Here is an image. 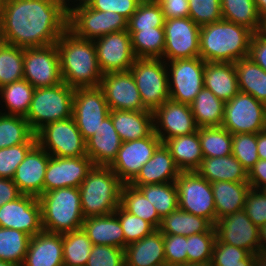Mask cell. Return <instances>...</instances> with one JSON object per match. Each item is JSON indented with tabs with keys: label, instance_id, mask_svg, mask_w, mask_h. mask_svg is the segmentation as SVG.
I'll return each instance as SVG.
<instances>
[{
	"label": "cell",
	"instance_id": "89a4df30",
	"mask_svg": "<svg viewBox=\"0 0 266 266\" xmlns=\"http://www.w3.org/2000/svg\"><path fill=\"white\" fill-rule=\"evenodd\" d=\"M253 265H254V254H250L246 259L241 260V264L211 265V266H253Z\"/></svg>",
	"mask_w": 266,
	"mask_h": 266
},
{
	"label": "cell",
	"instance_id": "e575fe53",
	"mask_svg": "<svg viewBox=\"0 0 266 266\" xmlns=\"http://www.w3.org/2000/svg\"><path fill=\"white\" fill-rule=\"evenodd\" d=\"M239 92L252 95L266 105V71L257 65L250 56L235 63Z\"/></svg>",
	"mask_w": 266,
	"mask_h": 266
},
{
	"label": "cell",
	"instance_id": "f546056e",
	"mask_svg": "<svg viewBox=\"0 0 266 266\" xmlns=\"http://www.w3.org/2000/svg\"><path fill=\"white\" fill-rule=\"evenodd\" d=\"M82 229L93 245H109L124 249V234L115 213L86 218Z\"/></svg>",
	"mask_w": 266,
	"mask_h": 266
},
{
	"label": "cell",
	"instance_id": "11a10c76",
	"mask_svg": "<svg viewBox=\"0 0 266 266\" xmlns=\"http://www.w3.org/2000/svg\"><path fill=\"white\" fill-rule=\"evenodd\" d=\"M165 261L168 266L188 262L187 236L163 234Z\"/></svg>",
	"mask_w": 266,
	"mask_h": 266
},
{
	"label": "cell",
	"instance_id": "e0dca14e",
	"mask_svg": "<svg viewBox=\"0 0 266 266\" xmlns=\"http://www.w3.org/2000/svg\"><path fill=\"white\" fill-rule=\"evenodd\" d=\"M94 45L103 74L129 71L136 59L127 30L103 35L94 40Z\"/></svg>",
	"mask_w": 266,
	"mask_h": 266
},
{
	"label": "cell",
	"instance_id": "03108f58",
	"mask_svg": "<svg viewBox=\"0 0 266 266\" xmlns=\"http://www.w3.org/2000/svg\"><path fill=\"white\" fill-rule=\"evenodd\" d=\"M257 152L259 159L266 160V129L257 133Z\"/></svg>",
	"mask_w": 266,
	"mask_h": 266
},
{
	"label": "cell",
	"instance_id": "6125c7cd",
	"mask_svg": "<svg viewBox=\"0 0 266 266\" xmlns=\"http://www.w3.org/2000/svg\"><path fill=\"white\" fill-rule=\"evenodd\" d=\"M251 188L261 189L266 185V160L259 159L248 173Z\"/></svg>",
	"mask_w": 266,
	"mask_h": 266
},
{
	"label": "cell",
	"instance_id": "bcb514c9",
	"mask_svg": "<svg viewBox=\"0 0 266 266\" xmlns=\"http://www.w3.org/2000/svg\"><path fill=\"white\" fill-rule=\"evenodd\" d=\"M34 134L25 117L0 112V149L26 143Z\"/></svg>",
	"mask_w": 266,
	"mask_h": 266
},
{
	"label": "cell",
	"instance_id": "6f0895ef",
	"mask_svg": "<svg viewBox=\"0 0 266 266\" xmlns=\"http://www.w3.org/2000/svg\"><path fill=\"white\" fill-rule=\"evenodd\" d=\"M251 253L236 246L221 243L215 240L212 250L211 265H232L241 264Z\"/></svg>",
	"mask_w": 266,
	"mask_h": 266
},
{
	"label": "cell",
	"instance_id": "a7ac6f4b",
	"mask_svg": "<svg viewBox=\"0 0 266 266\" xmlns=\"http://www.w3.org/2000/svg\"><path fill=\"white\" fill-rule=\"evenodd\" d=\"M258 13L262 20L266 22V0H254Z\"/></svg>",
	"mask_w": 266,
	"mask_h": 266
},
{
	"label": "cell",
	"instance_id": "cb8c5ba5",
	"mask_svg": "<svg viewBox=\"0 0 266 266\" xmlns=\"http://www.w3.org/2000/svg\"><path fill=\"white\" fill-rule=\"evenodd\" d=\"M22 266H64L62 234L42 231L32 236Z\"/></svg>",
	"mask_w": 266,
	"mask_h": 266
},
{
	"label": "cell",
	"instance_id": "f35d334b",
	"mask_svg": "<svg viewBox=\"0 0 266 266\" xmlns=\"http://www.w3.org/2000/svg\"><path fill=\"white\" fill-rule=\"evenodd\" d=\"M131 36L132 50L136 58L162 59L165 48L163 27L128 31Z\"/></svg>",
	"mask_w": 266,
	"mask_h": 266
},
{
	"label": "cell",
	"instance_id": "8992f818",
	"mask_svg": "<svg viewBox=\"0 0 266 266\" xmlns=\"http://www.w3.org/2000/svg\"><path fill=\"white\" fill-rule=\"evenodd\" d=\"M74 91L64 82L53 87L35 88L25 117L31 130L36 133L48 123L72 117Z\"/></svg>",
	"mask_w": 266,
	"mask_h": 266
},
{
	"label": "cell",
	"instance_id": "d590c367",
	"mask_svg": "<svg viewBox=\"0 0 266 266\" xmlns=\"http://www.w3.org/2000/svg\"><path fill=\"white\" fill-rule=\"evenodd\" d=\"M225 102L205 87L190 104L197 127H221Z\"/></svg>",
	"mask_w": 266,
	"mask_h": 266
},
{
	"label": "cell",
	"instance_id": "ba28073f",
	"mask_svg": "<svg viewBox=\"0 0 266 266\" xmlns=\"http://www.w3.org/2000/svg\"><path fill=\"white\" fill-rule=\"evenodd\" d=\"M35 135L37 144L50 156L81 157L87 155L86 141L73 117L48 123Z\"/></svg>",
	"mask_w": 266,
	"mask_h": 266
},
{
	"label": "cell",
	"instance_id": "91938a15",
	"mask_svg": "<svg viewBox=\"0 0 266 266\" xmlns=\"http://www.w3.org/2000/svg\"><path fill=\"white\" fill-rule=\"evenodd\" d=\"M249 56L266 71V30L253 34L250 42Z\"/></svg>",
	"mask_w": 266,
	"mask_h": 266
},
{
	"label": "cell",
	"instance_id": "7402d4cb",
	"mask_svg": "<svg viewBox=\"0 0 266 266\" xmlns=\"http://www.w3.org/2000/svg\"><path fill=\"white\" fill-rule=\"evenodd\" d=\"M214 227L219 242L247 250L254 255L259 251V227L248 218L244 210L221 217Z\"/></svg>",
	"mask_w": 266,
	"mask_h": 266
},
{
	"label": "cell",
	"instance_id": "1f68e13d",
	"mask_svg": "<svg viewBox=\"0 0 266 266\" xmlns=\"http://www.w3.org/2000/svg\"><path fill=\"white\" fill-rule=\"evenodd\" d=\"M216 209V221L228 214L244 209L247 193L250 190L248 182L215 181L211 183Z\"/></svg>",
	"mask_w": 266,
	"mask_h": 266
},
{
	"label": "cell",
	"instance_id": "4dcf8cb0",
	"mask_svg": "<svg viewBox=\"0 0 266 266\" xmlns=\"http://www.w3.org/2000/svg\"><path fill=\"white\" fill-rule=\"evenodd\" d=\"M164 144L181 172L196 171L204 159L198 130L188 135L167 139Z\"/></svg>",
	"mask_w": 266,
	"mask_h": 266
},
{
	"label": "cell",
	"instance_id": "d6986e66",
	"mask_svg": "<svg viewBox=\"0 0 266 266\" xmlns=\"http://www.w3.org/2000/svg\"><path fill=\"white\" fill-rule=\"evenodd\" d=\"M154 132L162 143L197 131L189 104L167 100L153 111Z\"/></svg>",
	"mask_w": 266,
	"mask_h": 266
},
{
	"label": "cell",
	"instance_id": "d6a6232c",
	"mask_svg": "<svg viewBox=\"0 0 266 266\" xmlns=\"http://www.w3.org/2000/svg\"><path fill=\"white\" fill-rule=\"evenodd\" d=\"M196 172L210 183L215 181L248 182V172L232 154L224 157L204 158Z\"/></svg>",
	"mask_w": 266,
	"mask_h": 266
},
{
	"label": "cell",
	"instance_id": "003e7915",
	"mask_svg": "<svg viewBox=\"0 0 266 266\" xmlns=\"http://www.w3.org/2000/svg\"><path fill=\"white\" fill-rule=\"evenodd\" d=\"M259 251L266 253V224L259 228Z\"/></svg>",
	"mask_w": 266,
	"mask_h": 266
},
{
	"label": "cell",
	"instance_id": "d4e9b609",
	"mask_svg": "<svg viewBox=\"0 0 266 266\" xmlns=\"http://www.w3.org/2000/svg\"><path fill=\"white\" fill-rule=\"evenodd\" d=\"M180 172L169 149L164 143H161L152 157L142 166L139 174L130 185L140 186L175 182Z\"/></svg>",
	"mask_w": 266,
	"mask_h": 266
},
{
	"label": "cell",
	"instance_id": "30bf717a",
	"mask_svg": "<svg viewBox=\"0 0 266 266\" xmlns=\"http://www.w3.org/2000/svg\"><path fill=\"white\" fill-rule=\"evenodd\" d=\"M179 209L216 224V209L211 183L196 171L180 172L175 181Z\"/></svg>",
	"mask_w": 266,
	"mask_h": 266
},
{
	"label": "cell",
	"instance_id": "44dd1931",
	"mask_svg": "<svg viewBox=\"0 0 266 266\" xmlns=\"http://www.w3.org/2000/svg\"><path fill=\"white\" fill-rule=\"evenodd\" d=\"M104 93L109 110L144 111L139 90L130 71L102 75L99 86Z\"/></svg>",
	"mask_w": 266,
	"mask_h": 266
},
{
	"label": "cell",
	"instance_id": "60d3db41",
	"mask_svg": "<svg viewBox=\"0 0 266 266\" xmlns=\"http://www.w3.org/2000/svg\"><path fill=\"white\" fill-rule=\"evenodd\" d=\"M134 187H137L151 202L161 219L179 208L175 182L146 184Z\"/></svg>",
	"mask_w": 266,
	"mask_h": 266
},
{
	"label": "cell",
	"instance_id": "603a6c76",
	"mask_svg": "<svg viewBox=\"0 0 266 266\" xmlns=\"http://www.w3.org/2000/svg\"><path fill=\"white\" fill-rule=\"evenodd\" d=\"M50 154L36 144L19 164L13 177L19 192L39 198L43 194V185Z\"/></svg>",
	"mask_w": 266,
	"mask_h": 266
},
{
	"label": "cell",
	"instance_id": "e7e4bbea",
	"mask_svg": "<svg viewBox=\"0 0 266 266\" xmlns=\"http://www.w3.org/2000/svg\"><path fill=\"white\" fill-rule=\"evenodd\" d=\"M61 3L63 10L69 15L73 10L81 6H87L91 0H58ZM73 6H71L72 4ZM78 2V3H77ZM76 3V4H75Z\"/></svg>",
	"mask_w": 266,
	"mask_h": 266
},
{
	"label": "cell",
	"instance_id": "2e32d148",
	"mask_svg": "<svg viewBox=\"0 0 266 266\" xmlns=\"http://www.w3.org/2000/svg\"><path fill=\"white\" fill-rule=\"evenodd\" d=\"M161 143L154 131L145 138L122 142L117 157L109 167L123 184H130Z\"/></svg>",
	"mask_w": 266,
	"mask_h": 266
},
{
	"label": "cell",
	"instance_id": "277c9868",
	"mask_svg": "<svg viewBox=\"0 0 266 266\" xmlns=\"http://www.w3.org/2000/svg\"><path fill=\"white\" fill-rule=\"evenodd\" d=\"M123 183L109 166H93L79 186L84 219L114 213Z\"/></svg>",
	"mask_w": 266,
	"mask_h": 266
},
{
	"label": "cell",
	"instance_id": "ab89813d",
	"mask_svg": "<svg viewBox=\"0 0 266 266\" xmlns=\"http://www.w3.org/2000/svg\"><path fill=\"white\" fill-rule=\"evenodd\" d=\"M120 205L127 212L149 222L155 229L159 228L161 218L158 216L155 207L137 187L130 184L122 185Z\"/></svg>",
	"mask_w": 266,
	"mask_h": 266
},
{
	"label": "cell",
	"instance_id": "7bdbcfd3",
	"mask_svg": "<svg viewBox=\"0 0 266 266\" xmlns=\"http://www.w3.org/2000/svg\"><path fill=\"white\" fill-rule=\"evenodd\" d=\"M198 135L203 158L224 157L232 154V134L221 127H199Z\"/></svg>",
	"mask_w": 266,
	"mask_h": 266
},
{
	"label": "cell",
	"instance_id": "681fc988",
	"mask_svg": "<svg viewBox=\"0 0 266 266\" xmlns=\"http://www.w3.org/2000/svg\"><path fill=\"white\" fill-rule=\"evenodd\" d=\"M37 144L34 134L26 143L0 149V178L13 179L16 169Z\"/></svg>",
	"mask_w": 266,
	"mask_h": 266
},
{
	"label": "cell",
	"instance_id": "52a82bcc",
	"mask_svg": "<svg viewBox=\"0 0 266 266\" xmlns=\"http://www.w3.org/2000/svg\"><path fill=\"white\" fill-rule=\"evenodd\" d=\"M129 71L148 110L153 112L170 99L167 64L163 59L136 58Z\"/></svg>",
	"mask_w": 266,
	"mask_h": 266
},
{
	"label": "cell",
	"instance_id": "8d00e7d4",
	"mask_svg": "<svg viewBox=\"0 0 266 266\" xmlns=\"http://www.w3.org/2000/svg\"><path fill=\"white\" fill-rule=\"evenodd\" d=\"M222 19L247 27L254 33L265 28L254 0H221Z\"/></svg>",
	"mask_w": 266,
	"mask_h": 266
},
{
	"label": "cell",
	"instance_id": "b9f144b4",
	"mask_svg": "<svg viewBox=\"0 0 266 266\" xmlns=\"http://www.w3.org/2000/svg\"><path fill=\"white\" fill-rule=\"evenodd\" d=\"M64 266H86L92 242L83 229L62 234Z\"/></svg>",
	"mask_w": 266,
	"mask_h": 266
},
{
	"label": "cell",
	"instance_id": "f5cc1de1",
	"mask_svg": "<svg viewBox=\"0 0 266 266\" xmlns=\"http://www.w3.org/2000/svg\"><path fill=\"white\" fill-rule=\"evenodd\" d=\"M189 18L200 27L222 20L221 0H188Z\"/></svg>",
	"mask_w": 266,
	"mask_h": 266
},
{
	"label": "cell",
	"instance_id": "4316f807",
	"mask_svg": "<svg viewBox=\"0 0 266 266\" xmlns=\"http://www.w3.org/2000/svg\"><path fill=\"white\" fill-rule=\"evenodd\" d=\"M126 266H159L166 264L163 234L154 230L139 241L126 245Z\"/></svg>",
	"mask_w": 266,
	"mask_h": 266
},
{
	"label": "cell",
	"instance_id": "ac0fdd59",
	"mask_svg": "<svg viewBox=\"0 0 266 266\" xmlns=\"http://www.w3.org/2000/svg\"><path fill=\"white\" fill-rule=\"evenodd\" d=\"M0 227L19 230L31 237L42 232L39 199L21 194L15 200L0 206Z\"/></svg>",
	"mask_w": 266,
	"mask_h": 266
},
{
	"label": "cell",
	"instance_id": "7dc6e473",
	"mask_svg": "<svg viewBox=\"0 0 266 266\" xmlns=\"http://www.w3.org/2000/svg\"><path fill=\"white\" fill-rule=\"evenodd\" d=\"M164 15L159 3L154 0L138 4L136 11L127 21V31H140L164 26Z\"/></svg>",
	"mask_w": 266,
	"mask_h": 266
},
{
	"label": "cell",
	"instance_id": "94428289",
	"mask_svg": "<svg viewBox=\"0 0 266 266\" xmlns=\"http://www.w3.org/2000/svg\"><path fill=\"white\" fill-rule=\"evenodd\" d=\"M159 3L164 19L189 17L188 0H154Z\"/></svg>",
	"mask_w": 266,
	"mask_h": 266
},
{
	"label": "cell",
	"instance_id": "8c879c8a",
	"mask_svg": "<svg viewBox=\"0 0 266 266\" xmlns=\"http://www.w3.org/2000/svg\"><path fill=\"white\" fill-rule=\"evenodd\" d=\"M0 266H19V265L0 260Z\"/></svg>",
	"mask_w": 266,
	"mask_h": 266
},
{
	"label": "cell",
	"instance_id": "3957f363",
	"mask_svg": "<svg viewBox=\"0 0 266 266\" xmlns=\"http://www.w3.org/2000/svg\"><path fill=\"white\" fill-rule=\"evenodd\" d=\"M254 32L245 26L220 20L200 28V57L205 62L235 63L249 56Z\"/></svg>",
	"mask_w": 266,
	"mask_h": 266
},
{
	"label": "cell",
	"instance_id": "680465c9",
	"mask_svg": "<svg viewBox=\"0 0 266 266\" xmlns=\"http://www.w3.org/2000/svg\"><path fill=\"white\" fill-rule=\"evenodd\" d=\"M138 4L136 0H91L88 6L98 11L116 12L128 21Z\"/></svg>",
	"mask_w": 266,
	"mask_h": 266
},
{
	"label": "cell",
	"instance_id": "34e18365",
	"mask_svg": "<svg viewBox=\"0 0 266 266\" xmlns=\"http://www.w3.org/2000/svg\"><path fill=\"white\" fill-rule=\"evenodd\" d=\"M136 1L140 4V3L148 2L150 0H136Z\"/></svg>",
	"mask_w": 266,
	"mask_h": 266
},
{
	"label": "cell",
	"instance_id": "9f6ffc18",
	"mask_svg": "<svg viewBox=\"0 0 266 266\" xmlns=\"http://www.w3.org/2000/svg\"><path fill=\"white\" fill-rule=\"evenodd\" d=\"M248 218L259 228L266 224V194L260 189L250 188L244 209Z\"/></svg>",
	"mask_w": 266,
	"mask_h": 266
},
{
	"label": "cell",
	"instance_id": "ee69618b",
	"mask_svg": "<svg viewBox=\"0 0 266 266\" xmlns=\"http://www.w3.org/2000/svg\"><path fill=\"white\" fill-rule=\"evenodd\" d=\"M30 238L22 231L0 227V260L22 266Z\"/></svg>",
	"mask_w": 266,
	"mask_h": 266
},
{
	"label": "cell",
	"instance_id": "836d02e7",
	"mask_svg": "<svg viewBox=\"0 0 266 266\" xmlns=\"http://www.w3.org/2000/svg\"><path fill=\"white\" fill-rule=\"evenodd\" d=\"M158 230L162 234L182 236L216 232L214 225L208 219L188 213L179 208L161 219Z\"/></svg>",
	"mask_w": 266,
	"mask_h": 266
},
{
	"label": "cell",
	"instance_id": "6da1fadb",
	"mask_svg": "<svg viewBox=\"0 0 266 266\" xmlns=\"http://www.w3.org/2000/svg\"><path fill=\"white\" fill-rule=\"evenodd\" d=\"M69 15L58 0H7L0 12V41L21 48L55 44Z\"/></svg>",
	"mask_w": 266,
	"mask_h": 266
},
{
	"label": "cell",
	"instance_id": "7c38bea8",
	"mask_svg": "<svg viewBox=\"0 0 266 266\" xmlns=\"http://www.w3.org/2000/svg\"><path fill=\"white\" fill-rule=\"evenodd\" d=\"M109 107L100 87L76 88L73 96L72 117L86 141L100 135L102 121L109 115Z\"/></svg>",
	"mask_w": 266,
	"mask_h": 266
},
{
	"label": "cell",
	"instance_id": "be15d7a7",
	"mask_svg": "<svg viewBox=\"0 0 266 266\" xmlns=\"http://www.w3.org/2000/svg\"><path fill=\"white\" fill-rule=\"evenodd\" d=\"M21 195L12 179L0 178V206Z\"/></svg>",
	"mask_w": 266,
	"mask_h": 266
},
{
	"label": "cell",
	"instance_id": "11e5206c",
	"mask_svg": "<svg viewBox=\"0 0 266 266\" xmlns=\"http://www.w3.org/2000/svg\"><path fill=\"white\" fill-rule=\"evenodd\" d=\"M260 190H262L266 194V185L263 186Z\"/></svg>",
	"mask_w": 266,
	"mask_h": 266
},
{
	"label": "cell",
	"instance_id": "2644e50d",
	"mask_svg": "<svg viewBox=\"0 0 266 266\" xmlns=\"http://www.w3.org/2000/svg\"><path fill=\"white\" fill-rule=\"evenodd\" d=\"M178 266H211L210 262H187Z\"/></svg>",
	"mask_w": 266,
	"mask_h": 266
},
{
	"label": "cell",
	"instance_id": "83f0119b",
	"mask_svg": "<svg viewBox=\"0 0 266 266\" xmlns=\"http://www.w3.org/2000/svg\"><path fill=\"white\" fill-rule=\"evenodd\" d=\"M109 114L122 142L145 138L154 131L153 112L150 110H111Z\"/></svg>",
	"mask_w": 266,
	"mask_h": 266
},
{
	"label": "cell",
	"instance_id": "5bb4252c",
	"mask_svg": "<svg viewBox=\"0 0 266 266\" xmlns=\"http://www.w3.org/2000/svg\"><path fill=\"white\" fill-rule=\"evenodd\" d=\"M68 29L77 37L94 41L113 32L127 30V20L113 12L81 6L69 14Z\"/></svg>",
	"mask_w": 266,
	"mask_h": 266
},
{
	"label": "cell",
	"instance_id": "8fae6325",
	"mask_svg": "<svg viewBox=\"0 0 266 266\" xmlns=\"http://www.w3.org/2000/svg\"><path fill=\"white\" fill-rule=\"evenodd\" d=\"M166 64L170 100L190 105L204 88L205 61L196 57L166 61Z\"/></svg>",
	"mask_w": 266,
	"mask_h": 266
},
{
	"label": "cell",
	"instance_id": "f1b7e54d",
	"mask_svg": "<svg viewBox=\"0 0 266 266\" xmlns=\"http://www.w3.org/2000/svg\"><path fill=\"white\" fill-rule=\"evenodd\" d=\"M204 87L224 102L238 92V77L234 63L205 62Z\"/></svg>",
	"mask_w": 266,
	"mask_h": 266
},
{
	"label": "cell",
	"instance_id": "db71d44e",
	"mask_svg": "<svg viewBox=\"0 0 266 266\" xmlns=\"http://www.w3.org/2000/svg\"><path fill=\"white\" fill-rule=\"evenodd\" d=\"M86 266H125V251L109 245H93Z\"/></svg>",
	"mask_w": 266,
	"mask_h": 266
},
{
	"label": "cell",
	"instance_id": "5b68a950",
	"mask_svg": "<svg viewBox=\"0 0 266 266\" xmlns=\"http://www.w3.org/2000/svg\"><path fill=\"white\" fill-rule=\"evenodd\" d=\"M38 199L43 231L63 234L82 229L84 216L78 188L55 189L43 193Z\"/></svg>",
	"mask_w": 266,
	"mask_h": 266
},
{
	"label": "cell",
	"instance_id": "f907efd6",
	"mask_svg": "<svg viewBox=\"0 0 266 266\" xmlns=\"http://www.w3.org/2000/svg\"><path fill=\"white\" fill-rule=\"evenodd\" d=\"M232 155L249 173L255 163L259 160L257 152V134H232Z\"/></svg>",
	"mask_w": 266,
	"mask_h": 266
},
{
	"label": "cell",
	"instance_id": "9a60e30c",
	"mask_svg": "<svg viewBox=\"0 0 266 266\" xmlns=\"http://www.w3.org/2000/svg\"><path fill=\"white\" fill-rule=\"evenodd\" d=\"M23 78L34 88L53 87L63 82L56 43L24 48Z\"/></svg>",
	"mask_w": 266,
	"mask_h": 266
},
{
	"label": "cell",
	"instance_id": "816d5d0a",
	"mask_svg": "<svg viewBox=\"0 0 266 266\" xmlns=\"http://www.w3.org/2000/svg\"><path fill=\"white\" fill-rule=\"evenodd\" d=\"M216 232H204L187 236L188 262H211Z\"/></svg>",
	"mask_w": 266,
	"mask_h": 266
},
{
	"label": "cell",
	"instance_id": "753ad0ef",
	"mask_svg": "<svg viewBox=\"0 0 266 266\" xmlns=\"http://www.w3.org/2000/svg\"><path fill=\"white\" fill-rule=\"evenodd\" d=\"M7 0H0V12L2 11V8L4 7Z\"/></svg>",
	"mask_w": 266,
	"mask_h": 266
},
{
	"label": "cell",
	"instance_id": "f6af8a7d",
	"mask_svg": "<svg viewBox=\"0 0 266 266\" xmlns=\"http://www.w3.org/2000/svg\"><path fill=\"white\" fill-rule=\"evenodd\" d=\"M24 48L0 41V87L23 79Z\"/></svg>",
	"mask_w": 266,
	"mask_h": 266
},
{
	"label": "cell",
	"instance_id": "484cf974",
	"mask_svg": "<svg viewBox=\"0 0 266 266\" xmlns=\"http://www.w3.org/2000/svg\"><path fill=\"white\" fill-rule=\"evenodd\" d=\"M99 133L86 140V153L94 166H110L122 145L110 114L103 119Z\"/></svg>",
	"mask_w": 266,
	"mask_h": 266
},
{
	"label": "cell",
	"instance_id": "4fadbf2b",
	"mask_svg": "<svg viewBox=\"0 0 266 266\" xmlns=\"http://www.w3.org/2000/svg\"><path fill=\"white\" fill-rule=\"evenodd\" d=\"M165 48L162 59L200 57V26L191 18H172L164 21Z\"/></svg>",
	"mask_w": 266,
	"mask_h": 266
},
{
	"label": "cell",
	"instance_id": "ffe728a7",
	"mask_svg": "<svg viewBox=\"0 0 266 266\" xmlns=\"http://www.w3.org/2000/svg\"><path fill=\"white\" fill-rule=\"evenodd\" d=\"M93 166L92 160L87 155L81 157L50 156L43 193L59 188H79Z\"/></svg>",
	"mask_w": 266,
	"mask_h": 266
},
{
	"label": "cell",
	"instance_id": "9c48e42d",
	"mask_svg": "<svg viewBox=\"0 0 266 266\" xmlns=\"http://www.w3.org/2000/svg\"><path fill=\"white\" fill-rule=\"evenodd\" d=\"M222 127L231 134H257L266 129V105L250 94L238 92L225 102Z\"/></svg>",
	"mask_w": 266,
	"mask_h": 266
},
{
	"label": "cell",
	"instance_id": "7a4b0ae2",
	"mask_svg": "<svg viewBox=\"0 0 266 266\" xmlns=\"http://www.w3.org/2000/svg\"><path fill=\"white\" fill-rule=\"evenodd\" d=\"M63 82L76 88L99 87L102 71L94 41L81 39L67 29L56 42Z\"/></svg>",
	"mask_w": 266,
	"mask_h": 266
},
{
	"label": "cell",
	"instance_id": "74e56055",
	"mask_svg": "<svg viewBox=\"0 0 266 266\" xmlns=\"http://www.w3.org/2000/svg\"><path fill=\"white\" fill-rule=\"evenodd\" d=\"M34 87L24 78L0 87V98L4 102L5 112L8 115L26 117L34 92Z\"/></svg>",
	"mask_w": 266,
	"mask_h": 266
},
{
	"label": "cell",
	"instance_id": "c3c4849f",
	"mask_svg": "<svg viewBox=\"0 0 266 266\" xmlns=\"http://www.w3.org/2000/svg\"><path fill=\"white\" fill-rule=\"evenodd\" d=\"M118 217L124 234V250L127 244L136 242L156 230L149 222L127 212L121 205L114 212Z\"/></svg>",
	"mask_w": 266,
	"mask_h": 266
}]
</instances>
